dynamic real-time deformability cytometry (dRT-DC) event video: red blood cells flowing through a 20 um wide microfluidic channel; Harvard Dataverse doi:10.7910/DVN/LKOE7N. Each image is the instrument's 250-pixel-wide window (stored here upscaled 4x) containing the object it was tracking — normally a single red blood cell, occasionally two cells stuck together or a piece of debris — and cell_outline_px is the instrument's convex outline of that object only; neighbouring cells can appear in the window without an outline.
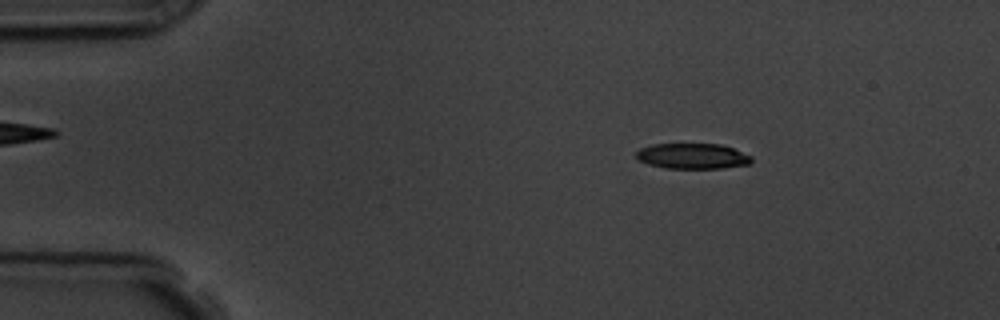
{"species": "common noctule bat (a hibernating species)", "species_latin": "Nyctalus noctula", "temperature_condition": "room temperature", "stored_images_in_passage": 56, "camera_frame_rate_fps": 3000, "um_per_image_px": 0.085, "animal": {"sex": "male", "body_mass_g": 19.5, "forearm_length_mm": 54.6}, "frame": {"image": 1, "passage_image": 9, "time_ms": 2.667, "image_size_px": [1000, 320], "cell_outline_px": [[752, 160], [748, 164], [724, 168], [664, 168], [648, 164], [640, 160], [636, 156], [636, 152], [640, 148], [652, 144], [720, 144], [732, 148], [752, 156]], "centroid_in_image_um": [58.85, 13.27], "position_along_channel_um": 26.1, "area_um2": 17.05}}
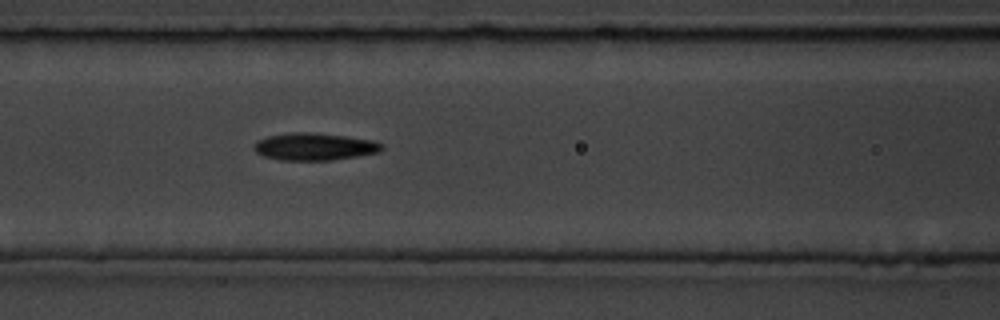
{"frame": {"image": 2, "passage_image": 24, "time_ms": 7.667, "image_size_px": [1000, 320], "cell_outline_px": [[384, 148], [380, 152], [332, 160], [280, 160], [264, 156], [256, 152], [252, 148], [256, 140], [268, 136], [292, 132], [308, 132], [344, 136], [372, 140], [384, 144]], "centroid_in_image_um": [26.71, 12.46], "position_along_channel_um": 139.9, "area_um2": 20.35}}
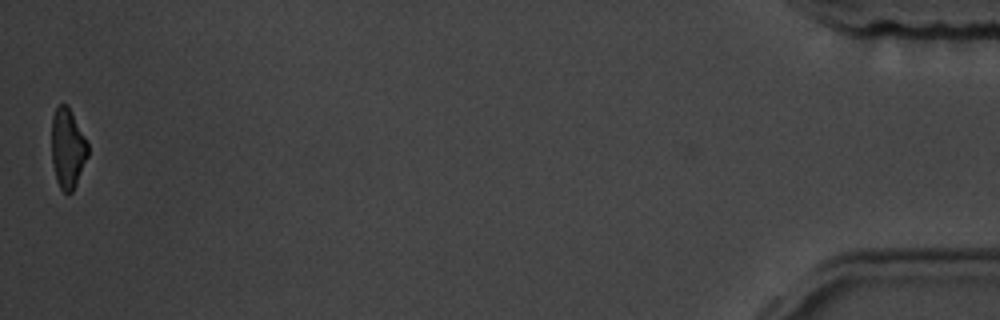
{"frame": {"image": 3, "passage_image": 56, "time_ms": 18.333, "image_size_px": [1000, 320], "cell_outline_px": [[88, 156], [76, 184], [72, 192], [64, 192], [60, 188], [56, 180], [52, 164], [52, 116], [56, 108], [60, 104], [68, 104], [88, 144]], "centroid_in_image_um": [5.74, 12.6], "position_along_channel_um": 429.5, "area_um2": 16.82}, "authors_computed_cell_mechanics": {"area_um2": 18.9295, "velocity_mm_per_s": 3.62, "shape_relaxation_time_tau1_ms": 3.7824, "shape_relaxation_time_tau2_ms": 6.3798, "deformation_change_tau1": 0.1255, "deformation_change_tau2": 0.1585}}